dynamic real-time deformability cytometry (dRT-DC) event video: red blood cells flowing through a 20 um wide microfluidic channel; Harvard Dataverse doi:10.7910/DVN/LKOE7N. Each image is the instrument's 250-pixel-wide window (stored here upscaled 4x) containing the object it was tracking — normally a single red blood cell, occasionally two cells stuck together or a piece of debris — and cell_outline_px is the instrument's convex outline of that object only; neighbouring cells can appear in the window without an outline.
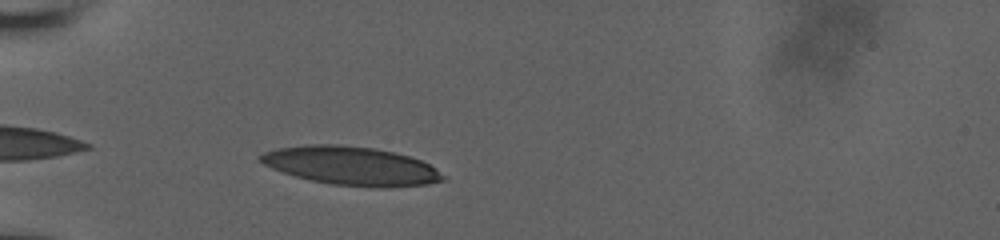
{"species": "human", "species_latin": "Homo sapiens", "temperature_condition": "room temperature", "stored_images_in_passage": 33, "camera_frame_rate_fps": 3000, "um_per_image_px": 0.085, "donor": {"sex": "male"}, "frame": {"image": 1, "passage_image": 2, "time_ms": 0.333, "image_size_px": [1000, 240], "cell_outline_px": [[448, 180], [428, 184], [388, 188], [380, 188], [332, 184], [308, 180], [272, 168], [264, 164], [256, 156], [264, 152], [276, 148], [304, 144], [340, 144], [372, 148], [396, 152], [420, 160], [436, 168]], "centroid_in_image_um": [29.86, 14.1], "position_along_channel_um": 55.1, "area_um2": 41.33}}
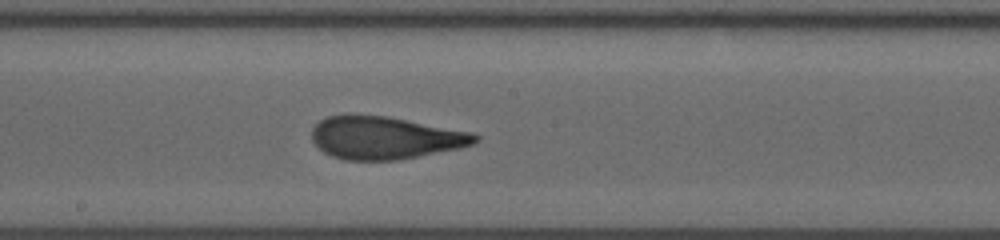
{"frame": {"image": 2, "passage_image": 16, "time_ms": 5.0, "image_size_px": [1000, 240], "cell_outline_px": [[480, 140], [472, 144], [460, 148], [396, 160], [344, 160], [332, 156], [324, 152], [312, 140], [312, 128], [320, 120], [328, 116], [348, 112], [384, 116], [472, 132], [480, 136]], "centroid_in_image_um": [32.69, 11.69], "position_along_channel_um": 215.5, "area_um2": 40.75}}
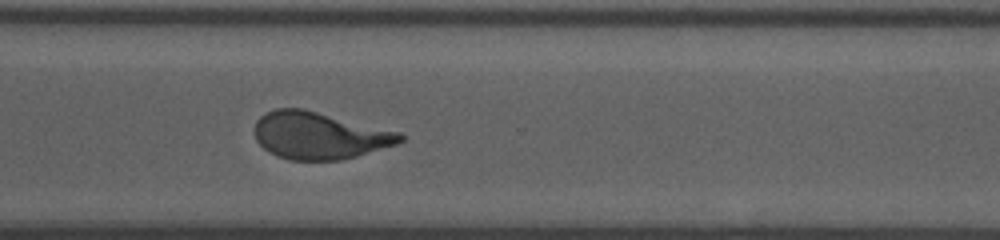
{"frame": {"image": 3, "passage_image": 26, "time_ms": 8.333, "image_size_px": [1000, 240], "cell_outline_px": [[404, 140], [396, 144], [356, 156], [340, 160], [288, 160], [276, 156], [268, 152], [256, 140], [256, 120], [260, 116], [276, 108], [304, 108], [400, 132], [404, 136]], "centroid_in_image_um": [27.13, 11.52], "position_along_channel_um": 343.5, "area_um2": 39.88}, "authors_computed_cell_mechanics": {"area_um2": 40.749, "velocity_mm_per_s": 3.8467, "shape_relaxation_time_tau1_ms": 5.9676, "shape_relaxation_time_tau2_ms": 1.1309, "deformation_change_tau1": 0.2213, "deformation_change_tau2": 0.0897}}